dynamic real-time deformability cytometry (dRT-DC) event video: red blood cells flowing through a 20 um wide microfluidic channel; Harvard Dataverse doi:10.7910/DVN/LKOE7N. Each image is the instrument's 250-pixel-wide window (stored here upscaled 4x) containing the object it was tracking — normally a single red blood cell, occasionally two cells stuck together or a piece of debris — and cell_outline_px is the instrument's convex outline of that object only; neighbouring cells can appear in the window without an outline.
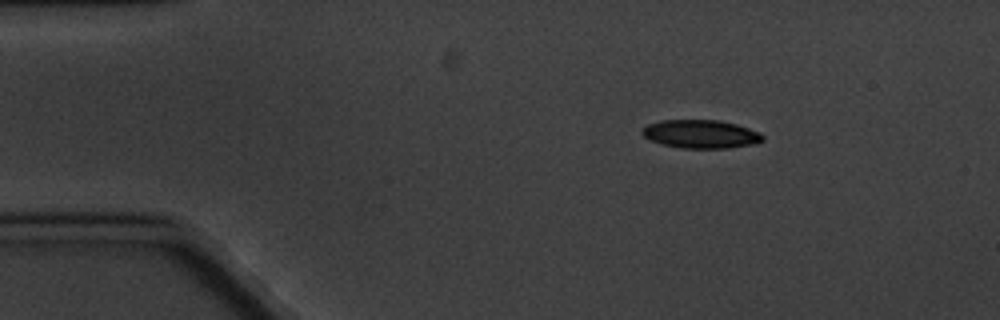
{"species": "common noctule bat (a hibernating species)", "species_latin": "Nyctalus noctula", "temperature_condition": "cold", "stored_images_in_passage": 3, "camera_frame_rate_fps": 3000, "um_per_image_px": 0.085, "animal": {"sex": "male", "body_mass_g": 20.1, "forearm_length_mm": 53.5}, "frame": {"image": 1, "passage_image": 1, "time_ms": 0.0, "image_size_px": [1000, 320], "cell_outline_px": [[764, 140], [752, 144], [728, 148], [680, 148], [660, 144], [648, 140], [640, 132], [648, 124], [660, 120], [720, 120], [736, 124], [760, 132], [764, 136]], "centroid_in_image_um": [59.54, 11.39], "position_along_channel_um": 25.5, "area_um2": 20.06}}